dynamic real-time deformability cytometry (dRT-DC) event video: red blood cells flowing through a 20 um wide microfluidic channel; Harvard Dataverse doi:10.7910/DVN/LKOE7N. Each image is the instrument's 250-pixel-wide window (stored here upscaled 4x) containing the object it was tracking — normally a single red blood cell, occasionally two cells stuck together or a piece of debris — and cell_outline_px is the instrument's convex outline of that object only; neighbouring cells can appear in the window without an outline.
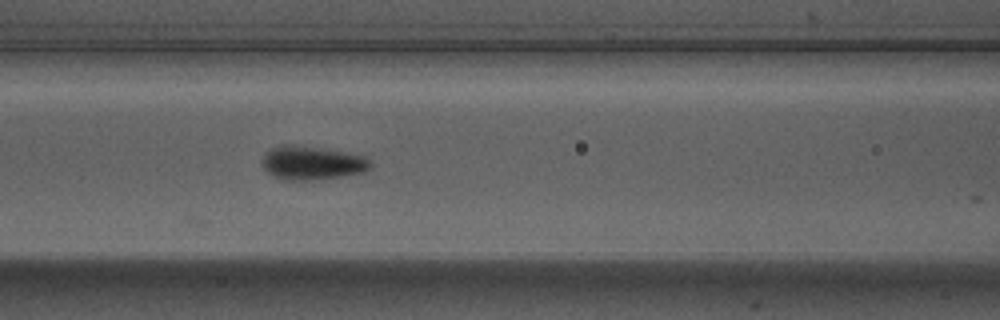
{"species": "Egyptian fruit bat (a non-hibernating species)", "species_latin": "Rousettus aegyptiacus", "temperature_condition": "warm", "stored_images_in_passage": 23, "camera_frame_rate_fps": 3000, "um_per_image_px": 0.085, "animal": {"sex": "male"}, "frame": {"image": 1, "passage_image": 23, "time_ms": 7.333, "image_size_px": [1000, 320], "cell_outline_px": [[372, 168], [364, 172], [340, 176], [312, 180], [280, 180], [268, 172], [264, 168], [264, 152], [272, 148], [284, 144], [292, 144], [364, 156], [372, 164]], "centroid_in_image_um": [26.5, 13.86], "position_along_channel_um": 140.1, "area_um2": 20.87}}